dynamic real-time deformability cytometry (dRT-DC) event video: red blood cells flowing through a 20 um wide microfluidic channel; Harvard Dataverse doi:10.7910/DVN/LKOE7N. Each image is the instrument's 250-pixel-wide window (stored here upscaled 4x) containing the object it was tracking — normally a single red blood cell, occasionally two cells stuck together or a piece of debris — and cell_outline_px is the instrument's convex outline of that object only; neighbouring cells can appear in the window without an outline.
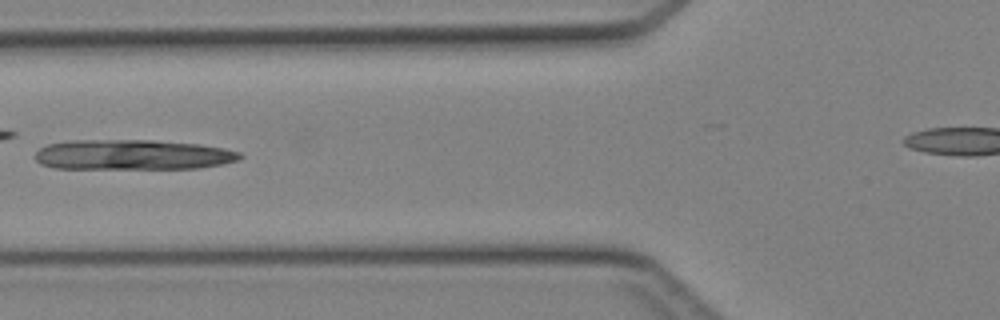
{"species": "Egyptian fruit bat (a non-hibernating species)", "species_latin": "Rousettus aegyptiacus", "temperature_condition": "cold", "stored_images_in_passage": 28, "camera_frame_rate_fps": 3000, "um_per_image_px": 0.085, "animal": {"sex": "female"}, "frame": {"image": 1, "passage_image": 5, "time_ms": 1.333, "image_size_px": [1000, 320], "cell_outline_px": [[244, 156], [236, 160], [220, 164], [200, 168], [56, 168], [40, 164], [36, 160], [36, 152], [40, 148], [48, 144], [68, 140], [152, 140], [200, 144], [224, 148], [240, 152]], "centroid_in_image_um": [11.26, 13.14], "position_along_channel_um": 114.5, "area_um2": 35.89}}
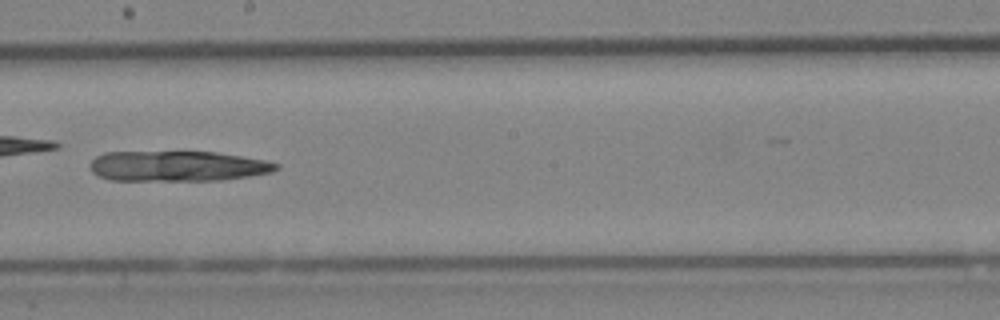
{"frame": {"image": 2, "passage_image": 13, "time_ms": 4.0, "image_size_px": [1000, 320], "cell_outline_px": [[280, 168], [272, 172], [248, 176], [220, 180], [112, 180], [100, 176], [92, 172], [92, 160], [96, 156], [104, 152], [216, 152], [264, 160], [280, 164]], "centroid_in_image_um": [15.12, 14.11], "position_along_channel_um": 233.1, "area_um2": 32.66}}
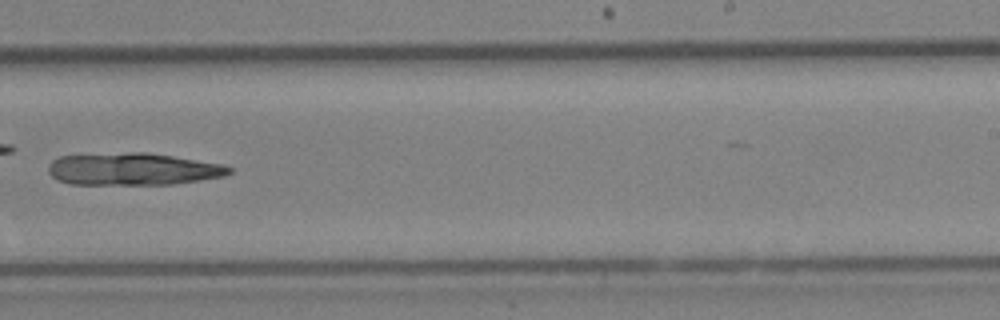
{"frame": {"image": 3, "passage_image": 16, "time_ms": 5.0, "image_size_px": [1000, 320], "cell_outline_px": [[232, 172], [224, 176], [200, 180], [172, 184], [68, 184], [56, 180], [48, 172], [48, 164], [52, 160], [60, 156], [132, 152], [144, 152], [172, 156], [220, 164], [232, 168]], "centroid_in_image_um": [11.25, 14.38], "position_along_channel_um": 277.8, "area_um2": 33.81}}